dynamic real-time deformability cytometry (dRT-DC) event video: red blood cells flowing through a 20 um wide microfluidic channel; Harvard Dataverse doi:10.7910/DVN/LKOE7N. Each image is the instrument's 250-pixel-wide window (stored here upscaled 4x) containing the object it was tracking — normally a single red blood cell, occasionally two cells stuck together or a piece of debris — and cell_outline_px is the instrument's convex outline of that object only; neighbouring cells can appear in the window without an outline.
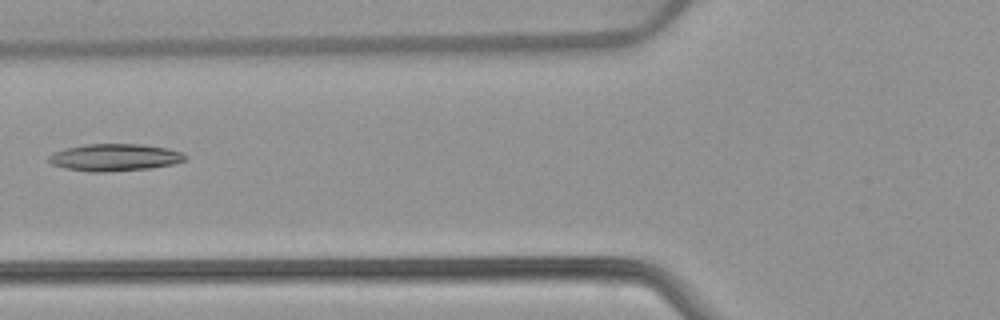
{"species": "common noctule bat (a hibernating species)", "species_latin": "Nyctalus noctula", "temperature_condition": "warm", "stored_images_in_passage": 4, "camera_frame_rate_fps": 3000, "um_per_image_px": 0.085, "animal": {"sex": "female", "body_mass_g": 22.7, "forearm_length_mm": 54.2}, "frame": {"image": 1, "passage_image": 4, "time_ms": 3.667, "image_size_px": [1000, 320], "cell_outline_px": [[188, 156], [184, 160], [172, 164], [148, 168], [100, 172], [88, 172], [64, 168], [52, 164], [48, 160], [48, 156], [52, 152], [64, 148], [84, 144], [140, 144], [168, 148], [184, 152]], "centroid_in_image_um": [9.72, 13.37], "position_along_channel_um": 116.1, "area_um2": 21.68}}